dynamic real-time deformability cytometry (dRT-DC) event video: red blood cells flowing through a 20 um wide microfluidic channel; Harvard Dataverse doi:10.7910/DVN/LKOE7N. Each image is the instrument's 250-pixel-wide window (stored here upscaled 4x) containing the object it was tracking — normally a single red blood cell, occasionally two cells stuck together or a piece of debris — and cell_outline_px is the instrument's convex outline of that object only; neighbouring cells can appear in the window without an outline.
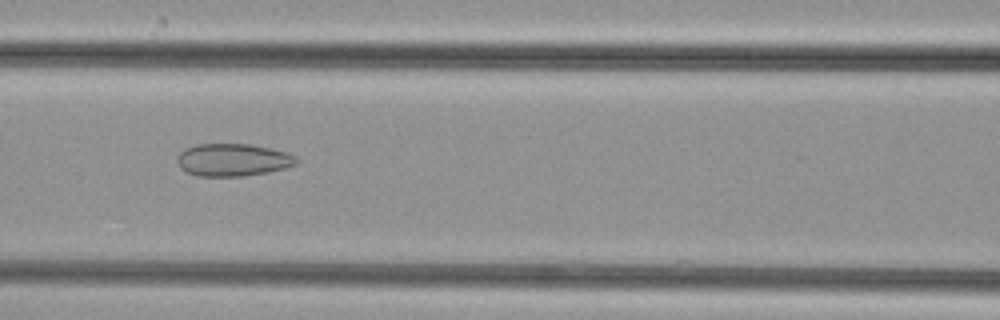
{"species": "common noctule bat (a hibernating species)", "species_latin": "Nyctalus noctula", "temperature_condition": "cold", "stored_images_in_passage": 50, "camera_frame_rate_fps": 3000, "um_per_image_px": 0.085, "animal": {"sex": "female", "body_mass_g": 29.2, "forearm_length_mm": 56.3}, "frame": {"image": 1, "passage_image": 22, "time_ms": 7.0, "image_size_px": [1000, 320], "cell_outline_px": [[300, 160], [296, 164], [284, 168], [268, 172], [244, 176], [196, 176], [180, 168], [176, 160], [176, 156], [184, 148], [196, 144], [248, 144], [272, 148], [288, 152], [296, 156]], "centroid_in_image_um": [19.79, 13.58], "position_along_channel_um": 146.8, "area_um2": 22.89}}
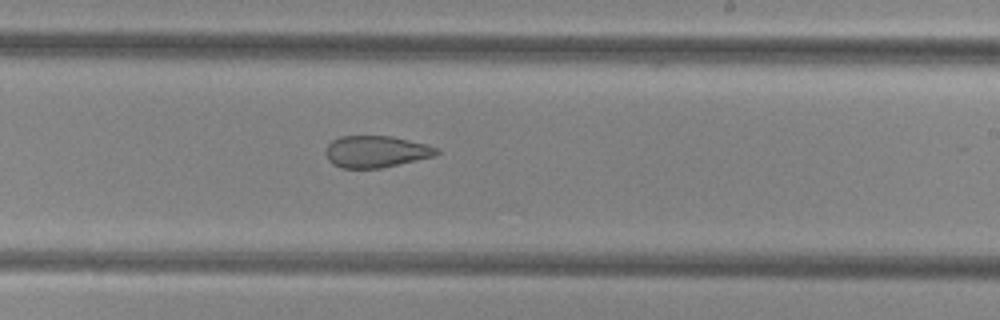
{"frame": {"image": 2, "passage_image": 30, "time_ms": 9.667, "image_size_px": [1000, 320], "cell_outline_px": [[440, 152], [436, 156], [380, 168], [340, 168], [332, 164], [328, 160], [324, 152], [328, 144], [332, 140], [340, 136], [392, 136], [440, 148]], "centroid_in_image_um": [31.94, 12.89], "position_along_channel_um": 257.1, "area_um2": 20.63}}
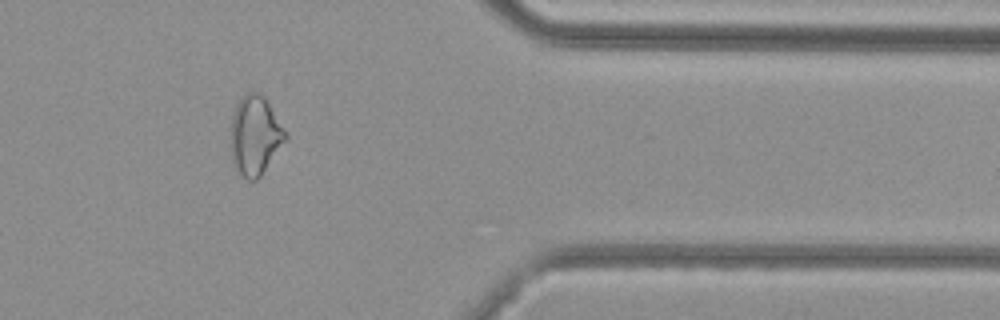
{"frame": {"image": 3, "passage_image": 41, "time_ms": 13.333, "image_size_px": [1000, 320], "cell_outline_px": [[288, 136], [260, 176], [256, 180], [248, 180], [236, 172], [232, 164], [228, 136], [232, 116], [236, 104], [248, 92], [260, 92], [264, 96], [284, 128]], "centroid_in_image_um": [21.62, 11.53], "position_along_channel_um": 389.8, "area_um2": 25.55}}